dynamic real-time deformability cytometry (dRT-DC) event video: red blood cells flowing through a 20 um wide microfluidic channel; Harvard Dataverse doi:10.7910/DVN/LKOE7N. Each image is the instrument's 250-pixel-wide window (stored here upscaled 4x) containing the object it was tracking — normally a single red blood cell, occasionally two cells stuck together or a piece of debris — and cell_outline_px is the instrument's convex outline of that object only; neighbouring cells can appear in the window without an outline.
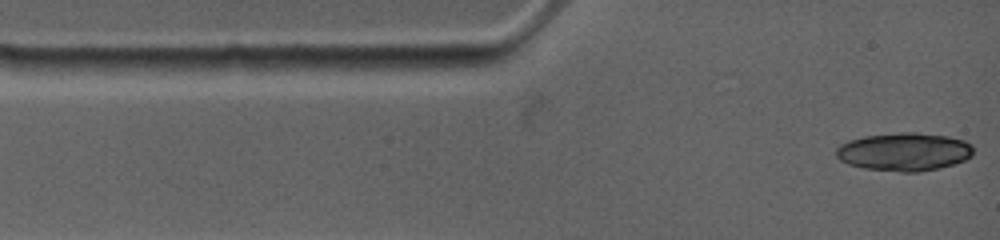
{"species": "common noctule bat (a hibernating species)", "species_latin": "Nyctalus noctula", "temperature_condition": "warm", "stored_images_in_passage": 6, "camera_frame_rate_fps": 4500, "um_per_image_px": 0.085, "animal": {"sex": "female", "body_mass_g": 19.0, "forearm_length_mm": 53.3}, "frame": {"image": 1, "passage_image": 1, "time_ms": 0.0, "image_size_px": [1000, 240], "cell_outline_px": [[972, 156], [964, 160], [940, 168], [916, 172], [900, 172], [864, 168], [848, 164], [840, 160], [836, 156], [836, 148], [840, 144], [848, 140], [864, 136], [900, 132], [916, 132], [948, 136], [964, 140], [972, 144]], "centroid_in_image_um": [76.84, 12.89], "position_along_channel_um": 8.2, "area_um2": 30.63}}